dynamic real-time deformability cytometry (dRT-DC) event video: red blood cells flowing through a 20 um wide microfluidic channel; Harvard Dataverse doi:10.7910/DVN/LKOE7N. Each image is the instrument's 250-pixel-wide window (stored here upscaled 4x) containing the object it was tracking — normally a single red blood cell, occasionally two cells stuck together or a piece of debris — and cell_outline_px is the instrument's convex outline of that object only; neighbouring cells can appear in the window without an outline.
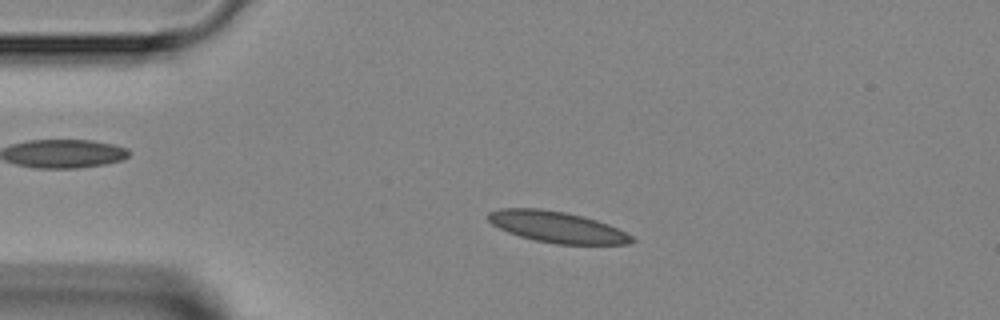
{"species": "Egyptian fruit bat (a non-hibernating species)", "species_latin": "Rousettus aegyptiacus", "temperature_condition": "room temperature", "stored_images_in_passage": 46, "camera_frame_rate_fps": 3000, "um_per_image_px": 0.085, "animal": {"sex": "female"}, "frame": {"image": 1, "passage_image": 9, "time_ms": 2.667, "image_size_px": [1000, 320], "cell_outline_px": [[636, 240], [628, 244], [556, 244], [536, 240], [520, 236], [508, 232], [492, 224], [488, 220], [488, 212], [500, 208], [540, 208], [564, 212], [596, 220], [608, 224], [632, 236]], "centroid_in_image_um": [47.32, 19.29], "position_along_channel_um": 37.7, "area_um2": 25.78}}
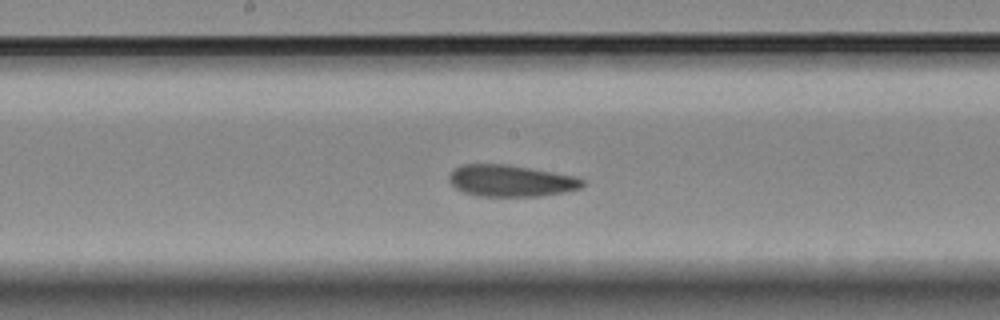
{"frame": {"image": 2, "passage_image": 23, "time_ms": 7.333, "image_size_px": [1000, 320], "cell_outline_px": [[584, 184], [580, 188], [564, 192], [540, 196], [476, 196], [464, 192], [456, 188], [448, 180], [448, 176], [456, 168], [464, 164], [508, 164], [576, 176], [584, 180]], "centroid_in_image_um": [43.43, 15.36], "position_along_channel_um": 204.8, "area_um2": 24.57}}
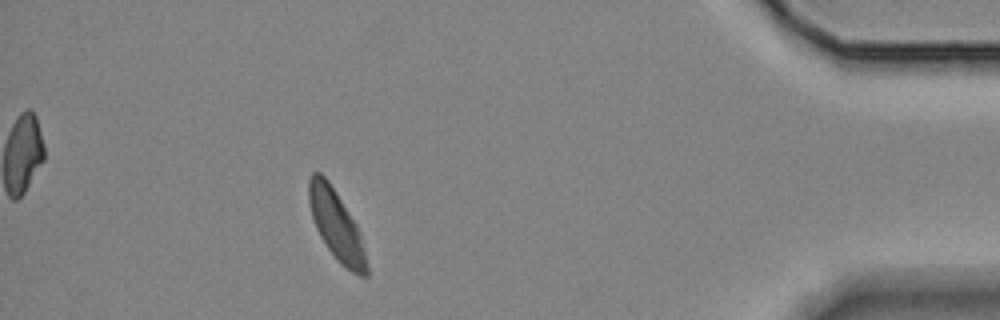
{"frame": {"image": 3, "passage_image": 41, "time_ms": 13.333, "image_size_px": [1000, 320], "cell_outline_px": [[368, 276], [360, 276], [352, 272], [340, 264], [336, 260], [320, 236], [316, 228], [312, 216], [308, 200], [308, 180], [312, 172], [320, 172], [328, 180], [336, 192], [356, 224], [360, 232], [368, 264]], "centroid_in_image_um": [28.59, 19.16], "position_along_channel_um": 406.6, "area_um2": 23.47}}